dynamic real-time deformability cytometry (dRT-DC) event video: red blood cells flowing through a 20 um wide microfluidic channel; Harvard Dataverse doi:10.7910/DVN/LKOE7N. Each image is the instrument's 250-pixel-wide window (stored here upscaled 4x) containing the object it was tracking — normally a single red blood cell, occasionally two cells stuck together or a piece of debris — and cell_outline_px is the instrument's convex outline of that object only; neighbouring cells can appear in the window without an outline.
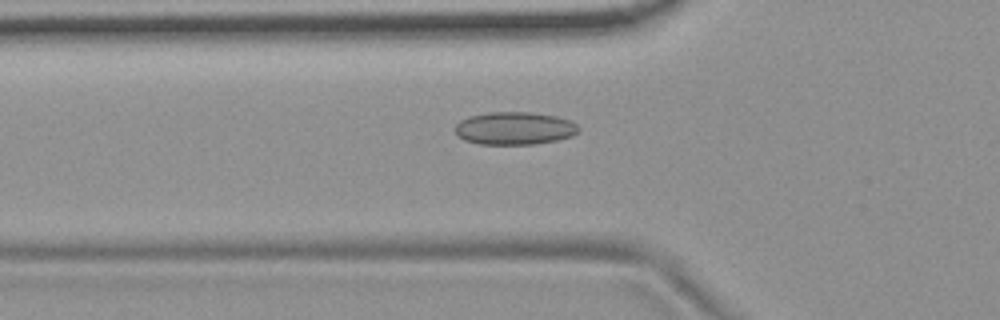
{"species": "common noctule bat (a hibernating species)", "species_latin": "Nyctalus noctula", "temperature_condition": "room temperature", "stored_images_in_passage": 55, "camera_frame_rate_fps": 3000, "um_per_image_px": 0.085, "animal": {"sex": "female", "body_mass_g": 19.9}, "frame": {"image": 1, "passage_image": 19, "time_ms": 6.0, "image_size_px": [1000, 320], "cell_outline_px": [[580, 128], [572, 136], [556, 140], [532, 144], [480, 144], [464, 140], [456, 136], [456, 124], [460, 120], [468, 116], [488, 112], [532, 112], [556, 116], [568, 120], [576, 124]], "centroid_in_image_um": [43.7, 10.9], "position_along_channel_um": 82.1, "area_um2": 23.58}}
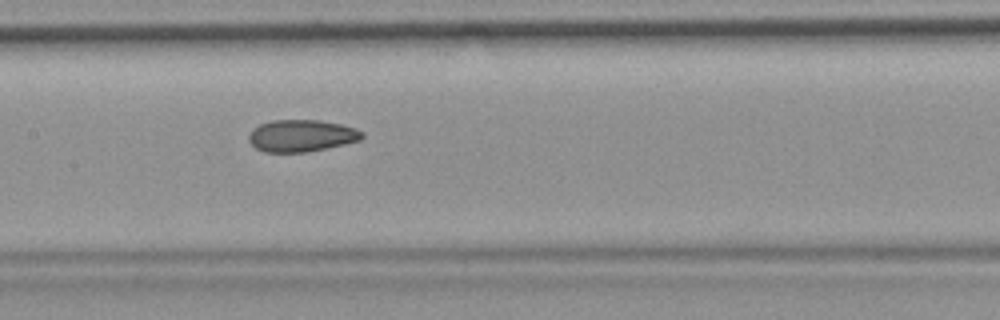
{"frame": {"image": 2, "passage_image": 27, "time_ms": 8.667, "image_size_px": [1000, 320], "cell_outline_px": [[364, 136], [360, 140], [344, 144], [308, 152], [264, 152], [256, 148], [248, 140], [248, 136], [252, 128], [260, 124], [272, 120], [320, 120], [340, 124], [356, 128], [364, 132]], "centroid_in_image_um": [25.62, 11.53], "position_along_channel_um": 181.8, "area_um2": 21.21}}
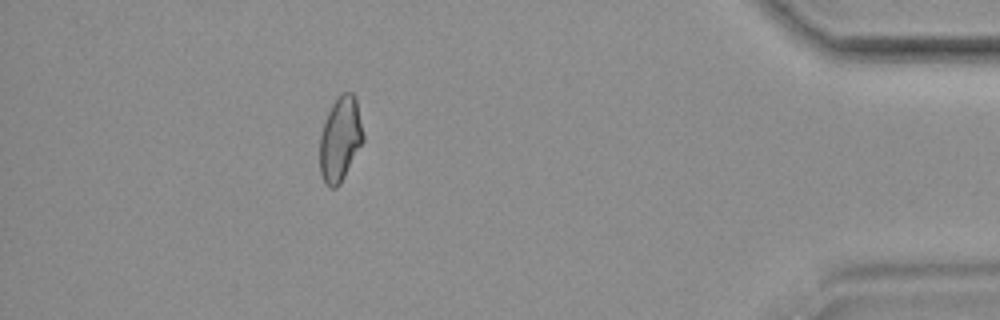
{"frame": {"image": 3, "passage_image": 49, "time_ms": 16.0, "image_size_px": [1000, 320], "cell_outline_px": [[364, 140], [340, 184], [336, 188], [328, 188], [324, 184], [320, 172], [320, 136], [328, 112], [332, 104], [344, 92], [352, 92], [356, 100], [364, 136]], "centroid_in_image_um": [28.91, 11.87], "position_along_channel_um": 406.3, "area_um2": 21.15}, "authors_computed_cell_mechanics": {"area_um2": 21.7906, "velocity_mm_per_s": 3.7192, "shape_relaxation_time_tau1_ms": null, "shape_relaxation_time_tau2_ms": 2.0402, "deformation_change_tau1": null, "deformation_change_tau2": 0.0595}}